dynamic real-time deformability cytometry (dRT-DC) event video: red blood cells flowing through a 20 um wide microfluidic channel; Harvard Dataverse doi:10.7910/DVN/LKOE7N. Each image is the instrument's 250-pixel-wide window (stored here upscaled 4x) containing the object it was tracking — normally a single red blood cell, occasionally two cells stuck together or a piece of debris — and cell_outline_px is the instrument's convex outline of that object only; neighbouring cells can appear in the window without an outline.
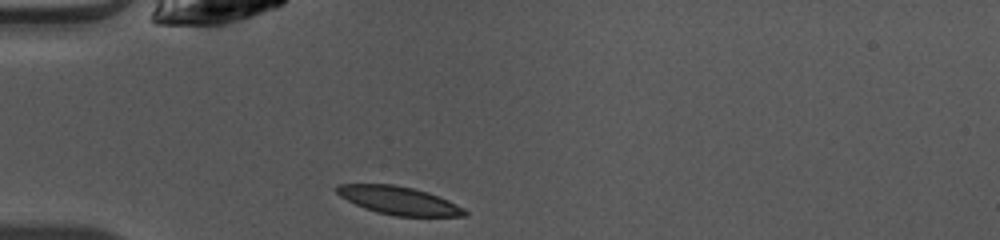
{"species": "common noctule bat (a hibernating species)", "species_latin": "Nyctalus noctula", "temperature_condition": "warm", "stored_images_in_passage": 36, "camera_frame_rate_fps": 3000, "um_per_image_px": 0.085, "animal": {"sex": "female", "body_mass_g": 10.0, "forearm_length_mm": 53.1}, "frame": {"image": 1, "passage_image": 1, "time_ms": 0.0, "image_size_px": [1000, 240], "cell_outline_px": [[468, 216], [396, 216], [376, 212], [364, 208], [340, 196], [336, 192], [336, 184], [392, 184], [412, 188], [428, 192], [448, 200], [464, 208], [468, 212]], "centroid_in_image_um": [33.91, 17.04], "position_along_channel_um": 51.1, "area_um2": 20.87}}
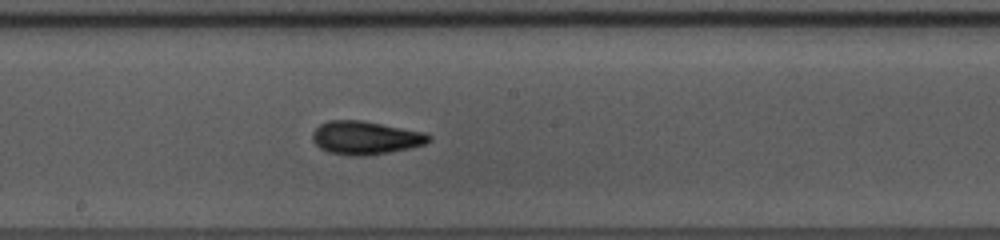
{"frame": {"image": 2, "passage_image": 14, "time_ms": 4.333, "image_size_px": [1000, 240], "cell_outline_px": [[432, 140], [424, 144], [408, 148], [388, 152], [364, 156], [352, 156], [328, 152], [320, 148], [312, 140], [312, 132], [320, 124], [328, 120], [364, 120], [424, 132], [432, 136]], "centroid_in_image_um": [31.05, 11.7], "position_along_channel_um": 217.1, "area_um2": 22.66}}
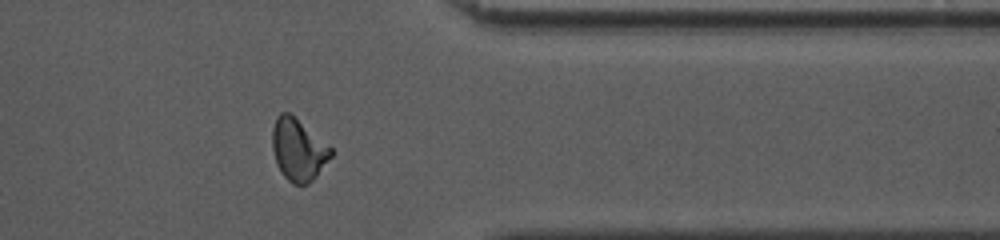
{"frame": {"image": 3, "passage_image": 27, "time_ms": 8.667, "image_size_px": [1000, 240], "cell_outline_px": [[332, 156], [316, 176], [308, 184], [292, 184], [284, 176], [276, 164], [272, 148], [272, 128], [276, 116], [280, 112], [288, 112], [332, 148]], "centroid_in_image_um": [25.33, 12.73], "position_along_channel_um": 386.1, "area_um2": 20.98}, "authors_computed_cell_mechanics": {"area_um2": 21.0103, "velocity_mm_per_s": 4.0842, "shape_relaxation_time_tau1_ms": 3.5593, "shape_relaxation_time_tau2_ms": 2.1526, "deformation_change_tau1": 0.1717, "deformation_change_tau2": 0.0798}}